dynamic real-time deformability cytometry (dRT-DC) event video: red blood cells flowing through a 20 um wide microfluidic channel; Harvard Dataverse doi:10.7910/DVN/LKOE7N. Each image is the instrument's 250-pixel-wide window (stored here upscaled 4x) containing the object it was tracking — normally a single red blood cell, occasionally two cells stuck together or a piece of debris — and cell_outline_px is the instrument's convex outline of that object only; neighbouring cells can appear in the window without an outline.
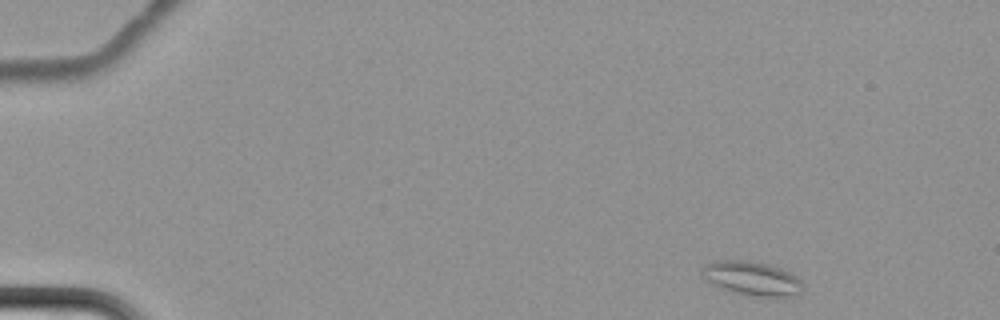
{"species": "common noctule bat (a hibernating species)", "species_latin": "Nyctalus noctula", "temperature_condition": "cold", "stored_images_in_passage": 9, "camera_frame_rate_fps": 3000, "um_per_image_px": 0.085, "animal": {"sex": "female", "body_mass_g": 22.7, "forearm_length_mm": 54.2}, "frame": {"image": 1, "passage_image": 1, "time_ms": 0.0, "image_size_px": [1000, 320], "cell_outline_px": [[804, 292], [792, 296], [760, 296], [732, 292], [720, 288], [704, 280], [700, 268], [704, 264], [716, 260], [744, 260], [764, 264], [780, 268], [792, 272], [800, 280], [804, 288]], "centroid_in_image_um": [63.89, 23.66], "position_along_channel_um": 21.1, "area_um2": 20.11}}
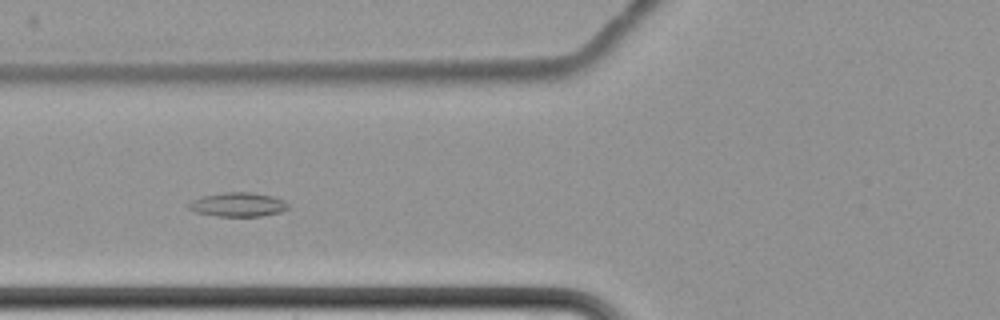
{"frame": {"image": 2, "passage_image": 6, "time_ms": 6.667, "image_size_px": [1000, 320], "cell_outline_px": [[292, 208], [280, 212], [260, 216], [216, 216], [196, 212], [188, 208], [188, 204], [192, 200], [200, 196], [224, 192], [252, 192], [272, 196], [284, 200]], "centroid_in_image_um": [20.24, 17.38], "position_along_channel_um": 105.6, "area_um2": 14.1}}
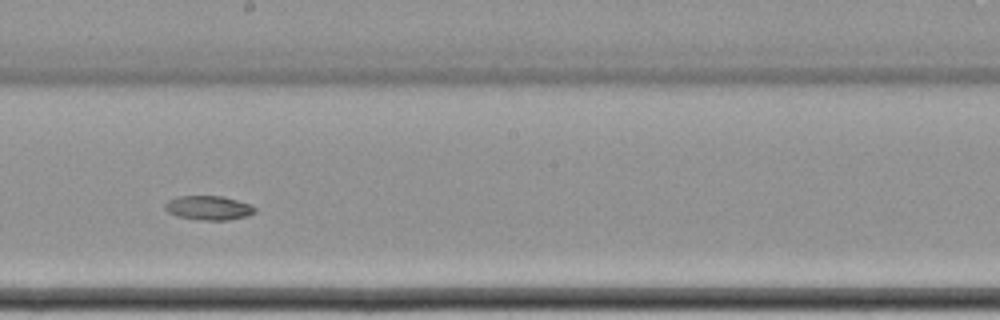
{"frame": {"image": 3, "passage_image": 9, "time_ms": 10.333, "image_size_px": [1000, 320], "cell_outline_px": [[256, 212], [248, 216], [228, 220], [200, 220], [176, 216], [168, 212], [164, 208], [164, 204], [168, 200], [180, 196], [220, 196], [252, 204], [256, 208]], "centroid_in_image_um": [17.74, 17.67], "position_along_channel_um": 230.5, "area_um2": 12.77}}